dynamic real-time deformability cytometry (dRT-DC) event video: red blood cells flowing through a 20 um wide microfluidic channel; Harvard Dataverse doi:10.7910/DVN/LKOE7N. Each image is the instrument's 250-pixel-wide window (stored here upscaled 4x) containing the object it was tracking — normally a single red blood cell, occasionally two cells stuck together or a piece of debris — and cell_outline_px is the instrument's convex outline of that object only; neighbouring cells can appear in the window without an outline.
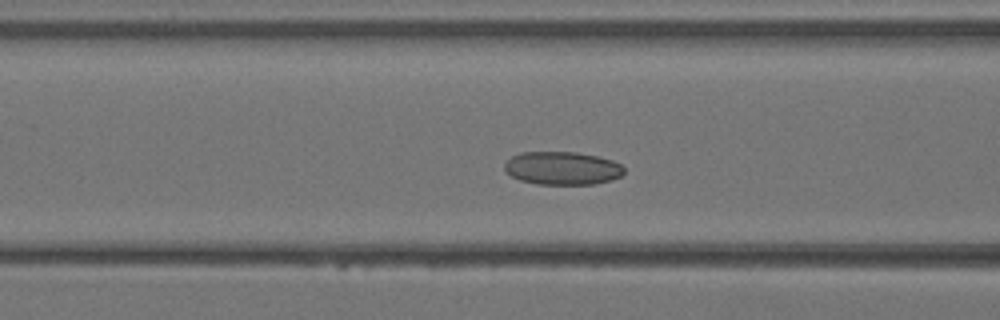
{"species": "Egyptian fruit bat (a non-hibernating species)", "species_latin": "Rousettus aegyptiacus", "temperature_condition": "warm", "stored_images_in_passage": 29, "camera_frame_rate_fps": 3000, "um_per_image_px": 0.085, "animal": {"sex": "female"}, "frame": {"image": 1, "passage_image": 6, "time_ms": 1.667, "image_size_px": [1000, 320], "cell_outline_px": [[624, 172], [620, 176], [612, 180], [596, 184], [536, 184], [520, 180], [504, 172], [504, 164], [512, 156], [520, 152], [576, 152], [596, 156], [612, 160], [620, 164], [624, 168]], "centroid_in_image_um": [47.78, 14.3], "position_along_channel_um": 118.8, "area_um2": 23.18}}
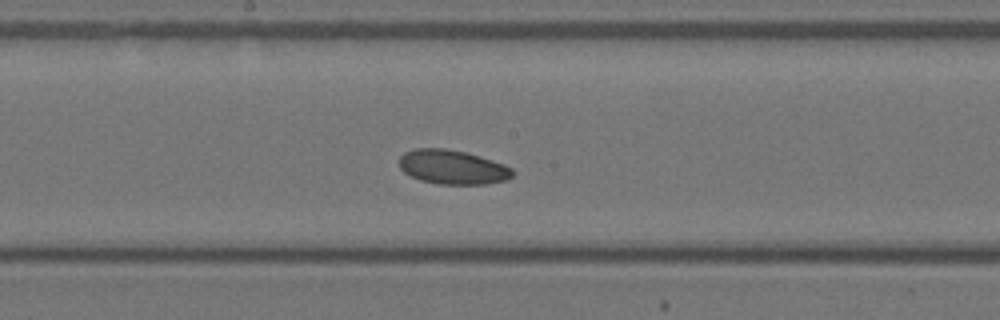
{"frame": {"image": 2, "passage_image": 11, "time_ms": 3.333, "image_size_px": [1000, 320], "cell_outline_px": [[512, 176], [508, 180], [484, 184], [436, 184], [420, 180], [404, 172], [400, 168], [400, 156], [404, 152], [412, 148], [444, 148], [464, 152], [480, 156], [504, 164], [512, 168]], "centroid_in_image_um": [38.45, 14.2], "position_along_channel_um": 209.8, "area_um2": 22.66}}
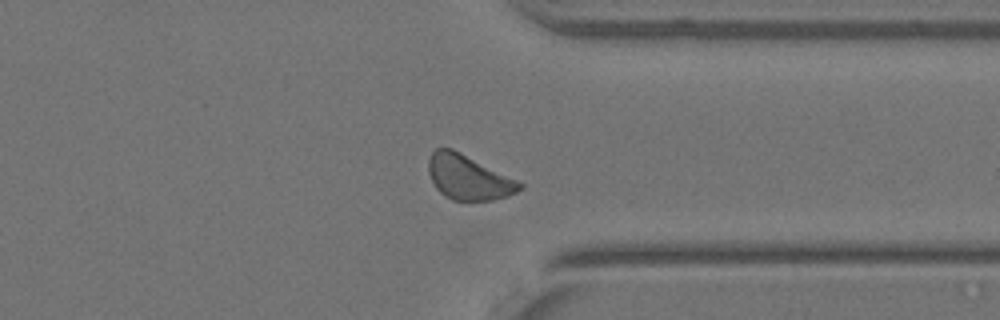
{"frame": {"image": 3, "passage_image": 20, "time_ms": 6.333, "image_size_px": [1000, 320], "cell_outline_px": [[524, 188], [508, 196], [492, 200], [452, 200], [444, 196], [436, 188], [428, 172], [428, 160], [432, 152], [436, 148], [452, 148], [524, 184]], "centroid_in_image_um": [39.79, 15.08], "position_along_channel_um": 371.6, "area_um2": 23.52}}